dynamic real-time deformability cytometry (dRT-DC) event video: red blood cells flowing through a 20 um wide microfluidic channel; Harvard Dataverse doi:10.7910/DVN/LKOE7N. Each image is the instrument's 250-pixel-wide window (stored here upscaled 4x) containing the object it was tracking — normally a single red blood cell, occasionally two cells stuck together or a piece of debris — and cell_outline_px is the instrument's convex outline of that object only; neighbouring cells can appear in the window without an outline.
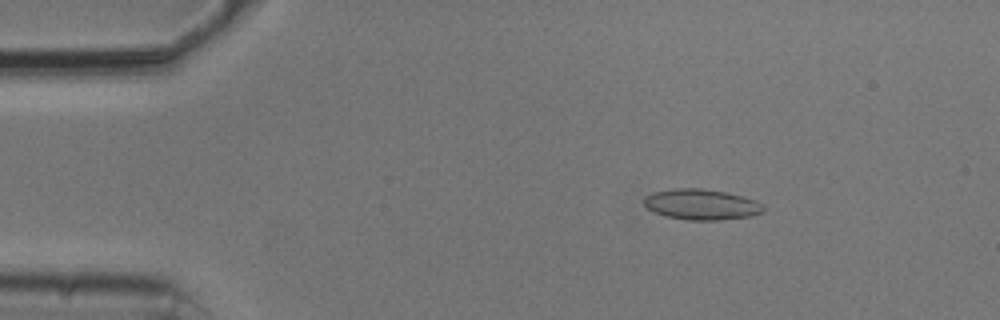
{"species": "common noctule bat (a hibernating species)", "species_latin": "Nyctalus noctula", "temperature_condition": "cold", "stored_images_in_passage": 53, "camera_frame_rate_fps": 3000, "um_per_image_px": 0.085, "animal": {"sex": "male", "body_mass_g": 20.5, "forearm_length_mm": 52.5}, "frame": {"image": 1, "passage_image": 8, "time_ms": 2.333, "image_size_px": [1000, 320], "cell_outline_px": [[764, 212], [752, 216], [720, 220], [688, 220], [668, 216], [656, 212], [648, 208], [644, 204], [644, 196], [656, 192], [676, 188], [700, 188], [724, 192], [744, 196], [756, 200], [764, 208]], "centroid_in_image_um": [59.66, 17.38], "position_along_channel_um": 25.3, "area_um2": 21.15}}
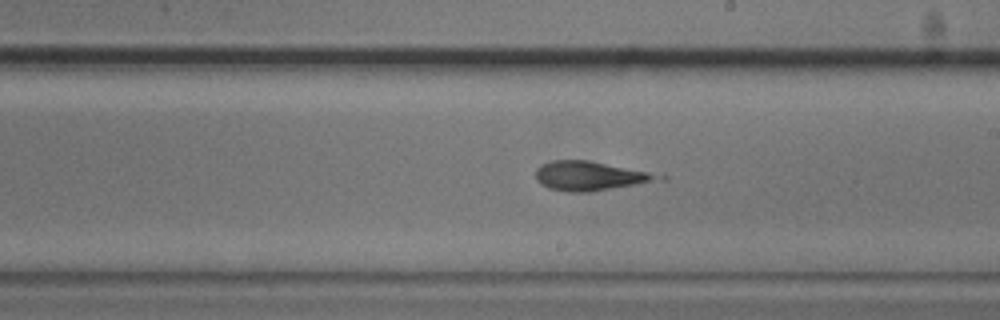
{"frame": {"image": 2, "passage_image": 30, "time_ms": 9.667, "image_size_px": [1000, 320], "cell_outline_px": [[668, 176], [664, 180], [592, 192], [568, 192], [548, 188], [540, 184], [536, 180], [536, 168], [540, 164], [552, 160], [588, 160]], "centroid_in_image_um": [50.15, 14.96], "position_along_channel_um": 238.8, "area_um2": 21.1}}
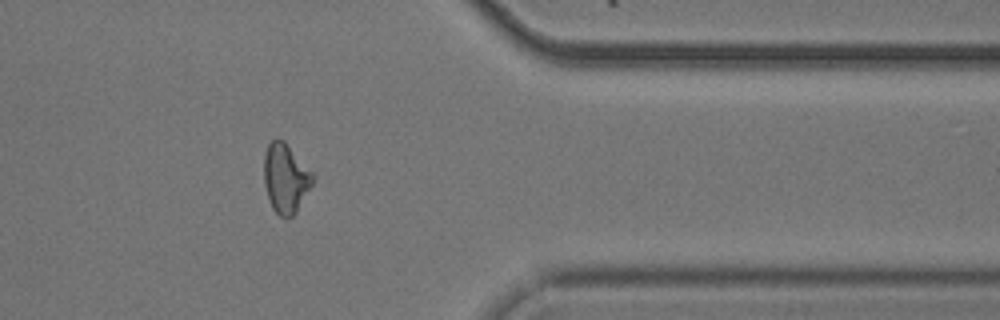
{"frame": {"image": 3, "passage_image": 43, "time_ms": 14.0, "image_size_px": [1000, 320], "cell_outline_px": [[316, 180], [296, 212], [292, 216], [280, 216], [272, 208], [268, 200], [264, 184], [264, 152], [268, 144], [276, 136], [284, 140], [316, 176]], "centroid_in_image_um": [24.29, 15.12], "position_along_channel_um": 387.1, "area_um2": 20.06}, "authors_computed_cell_mechanics": {"area_um2": 20.3456, "velocity_mm_per_s": 3.7859, "shape_relaxation_time_tau1_ms": null, "shape_relaxation_time_tau2_ms": 2.0489, "deformation_change_tau1": null, "deformation_change_tau2": 0.1141}}